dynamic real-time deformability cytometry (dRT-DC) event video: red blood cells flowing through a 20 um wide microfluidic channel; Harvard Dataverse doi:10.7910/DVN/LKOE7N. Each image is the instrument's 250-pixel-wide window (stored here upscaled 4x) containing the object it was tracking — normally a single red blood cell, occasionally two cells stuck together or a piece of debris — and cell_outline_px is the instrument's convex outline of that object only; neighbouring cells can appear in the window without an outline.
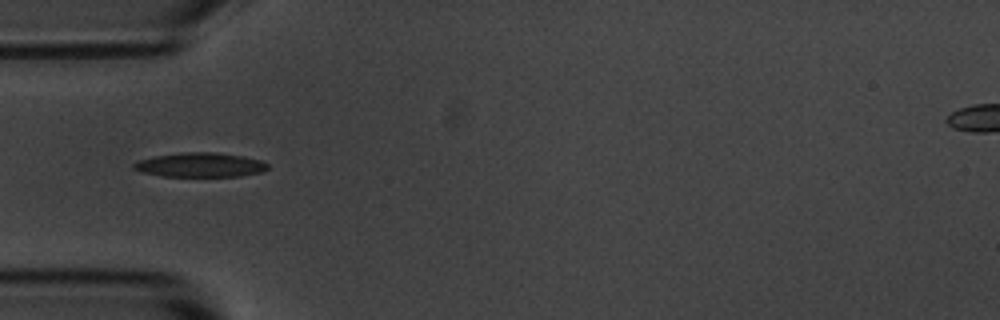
{"species": "common noctule bat (a hibernating species)", "species_latin": "Nyctalus noctula", "temperature_condition": "room temperature", "stored_images_in_passage": 5, "camera_frame_rate_fps": 3000, "um_per_image_px": 0.085, "animal": {"sex": "male", "body_mass_g": 20.1, "forearm_length_mm": 53.5}, "frame": {"image": 1, "passage_image": 3, "time_ms": 3.0, "image_size_px": [1000, 320], "cell_outline_px": [[268, 168], [264, 172], [240, 176], [164, 176], [144, 172], [132, 168], [132, 164], [136, 160], [152, 156], [180, 152], [216, 152], [244, 156], [260, 160], [268, 164]], "centroid_in_image_um": [17.01, 14.0], "position_along_channel_um": 68.0, "area_um2": 19.19}}
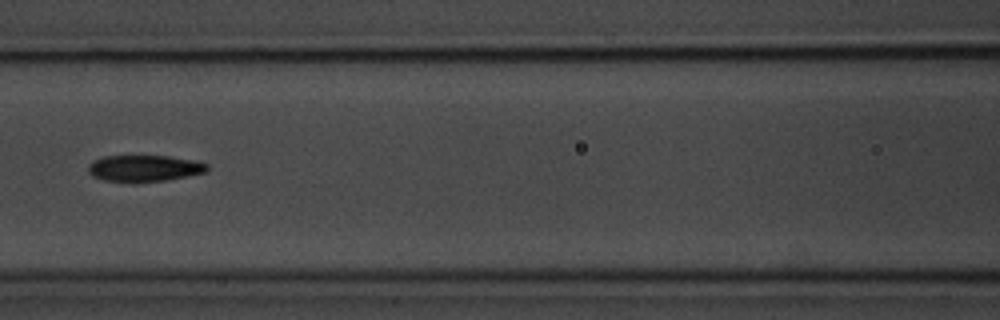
{"frame": {"image": 2, "passage_image": 5, "time_ms": 5.333, "image_size_px": [1000, 320], "cell_outline_px": [[208, 168], [204, 172], [188, 176], [168, 180], [132, 184], [104, 180], [92, 176], [88, 172], [88, 164], [92, 160], [104, 156], [168, 156], [196, 160], [208, 164]], "centroid_in_image_um": [12.23, 14.33], "position_along_channel_um": 154.4, "area_um2": 18.84}}